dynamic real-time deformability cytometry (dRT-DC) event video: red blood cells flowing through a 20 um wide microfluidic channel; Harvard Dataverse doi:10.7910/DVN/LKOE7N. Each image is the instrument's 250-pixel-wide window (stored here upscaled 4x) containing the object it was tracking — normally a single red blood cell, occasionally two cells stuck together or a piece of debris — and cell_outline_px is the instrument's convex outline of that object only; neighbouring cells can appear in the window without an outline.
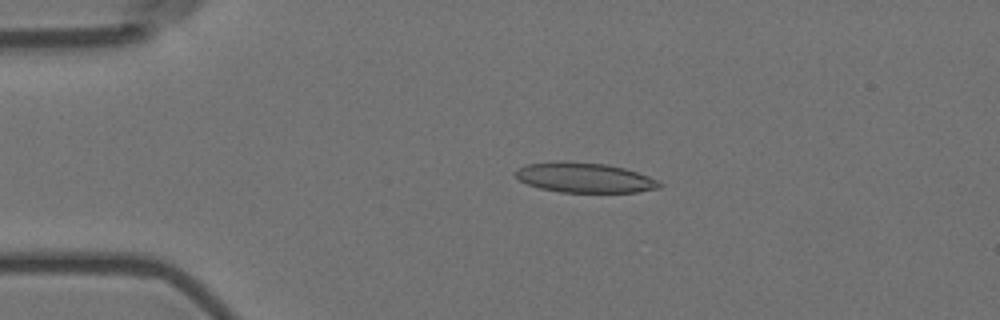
{"species": "Egyptian fruit bat (a non-hibernating species)", "species_latin": "Rousettus aegyptiacus", "temperature_condition": "room temperature", "stored_images_in_passage": 26, "camera_frame_rate_fps": 3000, "um_per_image_px": 0.085, "animal": {"sex": "female"}, "frame": {"image": 1, "passage_image": 12, "time_ms": 3.667, "image_size_px": [1000, 320], "cell_outline_px": [[664, 184], [660, 188], [636, 192], [560, 192], [540, 188], [528, 184], [520, 180], [512, 172], [516, 168], [528, 164], [564, 160], [604, 164], [624, 168], [648, 176]], "centroid_in_image_um": [49.66, 15.09], "position_along_channel_um": 35.3, "area_um2": 25.14}}
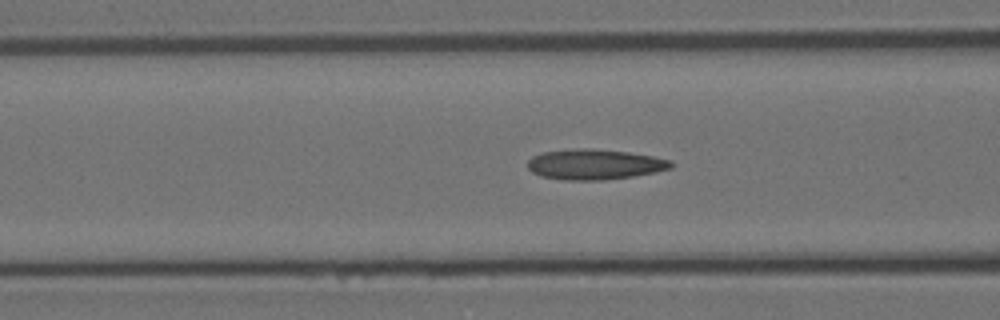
{"frame": {"image": 2, "passage_image": 22, "time_ms": 7.0, "image_size_px": [1000, 320], "cell_outline_px": [[676, 164], [672, 168], [656, 172], [632, 176], [604, 180], [564, 180], [540, 176], [532, 172], [528, 168], [528, 160], [532, 156], [540, 152], [576, 148], [592, 148], [628, 152], [652, 156], [672, 160]], "centroid_in_image_um": [50.55, 13.96], "position_along_channel_um": 116.1, "area_um2": 25.66}}
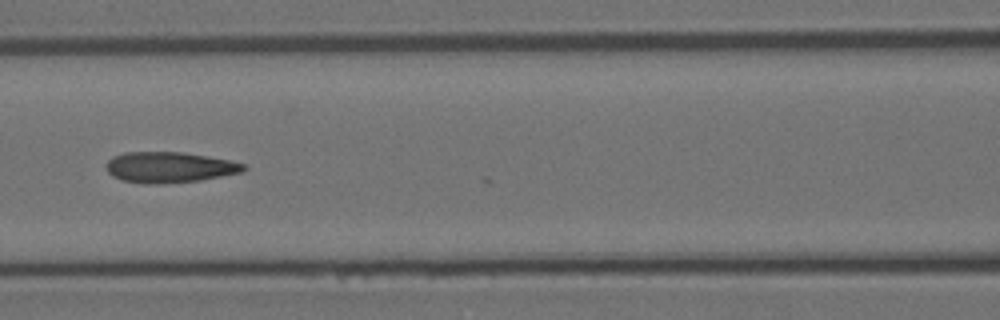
{"frame": {"image": 3, "passage_image": 25, "time_ms": 8.0, "image_size_px": [1000, 320], "cell_outline_px": [[248, 168], [240, 172], [200, 180], [156, 184], [144, 184], [120, 180], [112, 176], [108, 172], [108, 160], [112, 156], [124, 152], [180, 152], [228, 160], [244, 164]], "centroid_in_image_um": [14.35, 14.22], "position_along_channel_um": 152.3, "area_um2": 24.33}}